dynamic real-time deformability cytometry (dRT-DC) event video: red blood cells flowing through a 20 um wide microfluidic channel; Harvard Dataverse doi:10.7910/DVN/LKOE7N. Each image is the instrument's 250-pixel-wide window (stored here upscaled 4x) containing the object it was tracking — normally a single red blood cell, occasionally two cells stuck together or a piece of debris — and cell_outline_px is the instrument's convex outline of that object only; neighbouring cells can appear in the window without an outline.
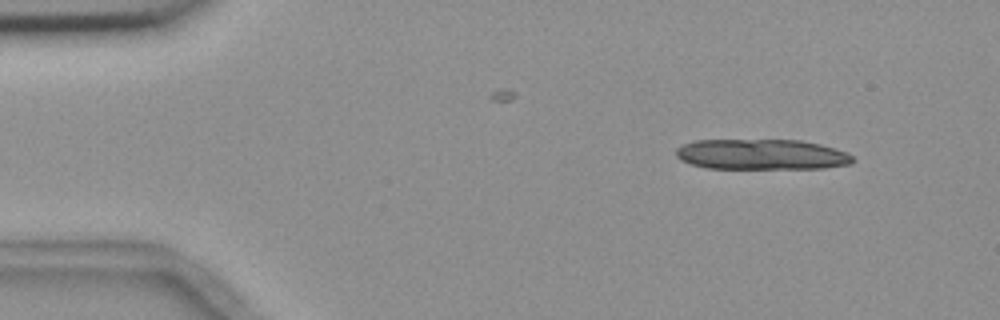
{"species": "common noctule bat (a hibernating species)", "species_latin": "Nyctalus noctula", "temperature_condition": "room temperature", "stored_images_in_passage": 6, "camera_frame_rate_fps": 3000, "um_per_image_px": 0.085, "animal": {"sex": "female", "body_mass_g": 18.4}, "frame": {"image": 1, "passage_image": 1, "time_ms": 0.0, "image_size_px": [1000, 320], "cell_outline_px": [[856, 160], [852, 164], [824, 168], [708, 168], [692, 164], [680, 160], [676, 156], [676, 148], [680, 144], [696, 140], [800, 140], [820, 144], [836, 148], [848, 152]], "centroid_in_image_um": [64.75, 13.12], "position_along_channel_um": 20.2, "area_um2": 31.62}}
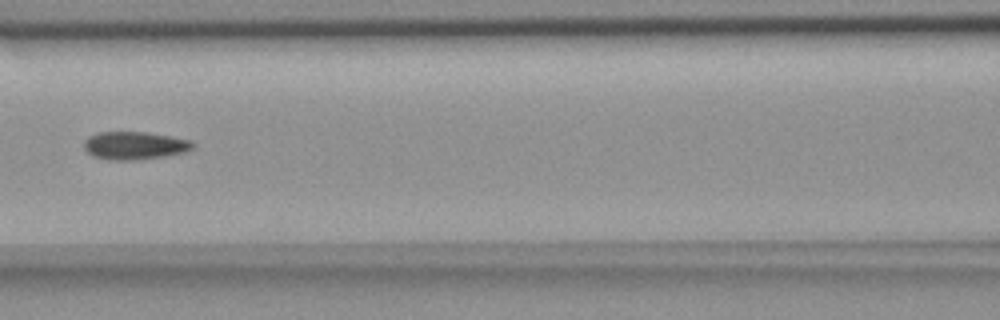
{"frame": {"image": 2, "passage_image": 6, "time_ms": 6.333, "image_size_px": [1000, 320], "cell_outline_px": [[196, 144], [192, 148], [184, 152], [164, 156], [136, 160], [108, 160], [92, 156], [84, 148], [84, 140], [88, 136], [100, 132], [148, 132], [192, 140]], "centroid_in_image_um": [11.44, 12.37], "position_along_channel_um": 155.2, "area_um2": 17.8}}